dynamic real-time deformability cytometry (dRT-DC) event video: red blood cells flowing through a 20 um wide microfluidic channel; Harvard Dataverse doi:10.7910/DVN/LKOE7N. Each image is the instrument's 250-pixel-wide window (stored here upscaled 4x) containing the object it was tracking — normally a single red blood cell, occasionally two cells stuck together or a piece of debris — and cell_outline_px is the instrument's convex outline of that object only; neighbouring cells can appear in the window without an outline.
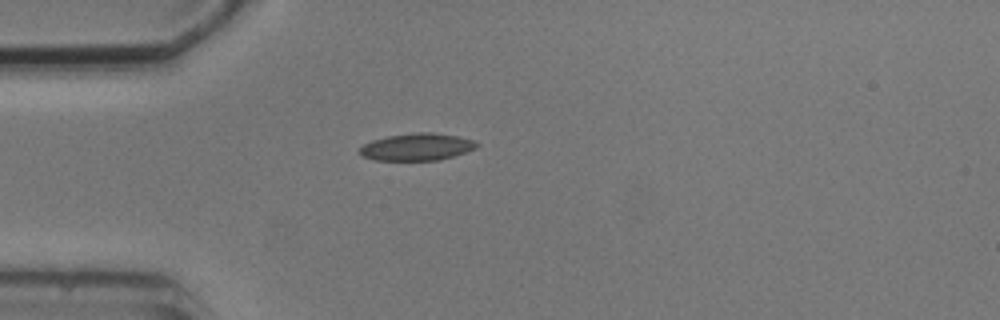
{"species": "common noctule bat (a hibernating species)", "species_latin": "Nyctalus noctula", "temperature_condition": "cold", "stored_images_in_passage": 1, "camera_frame_rate_fps": 3000, "um_per_image_px": 0.085, "animal": {"sex": "male", "body_mass_g": 20.5, "forearm_length_mm": 52.5}, "frame": {"image": 1, "passage_image": 1, "time_ms": 0.0, "image_size_px": [1000, 320], "cell_outline_px": [[480, 144], [476, 148], [440, 160], [372, 160], [356, 152], [364, 144], [372, 140], [388, 136], [420, 132], [432, 132], [456, 136], [476, 140]], "centroid_in_image_um": [35.43, 12.49], "position_along_channel_um": 49.6, "area_um2": 18.5}}